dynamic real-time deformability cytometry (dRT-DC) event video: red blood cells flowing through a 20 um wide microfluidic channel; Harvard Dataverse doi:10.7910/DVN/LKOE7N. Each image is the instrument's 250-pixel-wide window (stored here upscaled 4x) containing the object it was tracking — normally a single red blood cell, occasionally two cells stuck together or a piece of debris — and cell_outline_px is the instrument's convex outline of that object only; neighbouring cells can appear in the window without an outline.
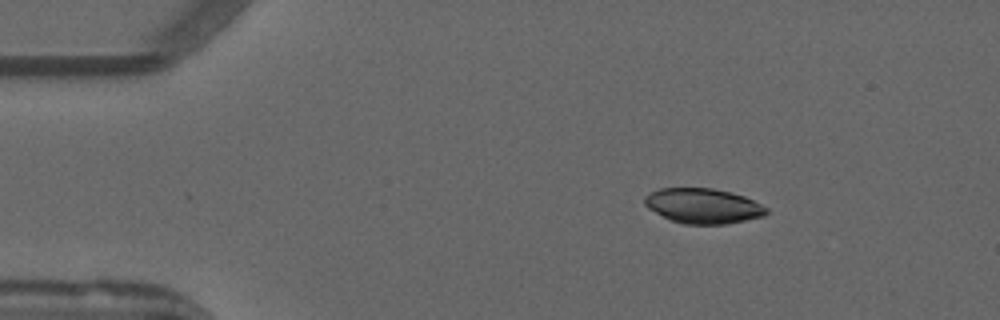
{"species": "common noctule bat (a hibernating species)", "species_latin": "Nyctalus noctula", "temperature_condition": "warm", "stored_images_in_passage": 52, "camera_frame_rate_fps": 3000, "um_per_image_px": 0.085, "animal": {"sex": "male", "forearm_length_mm": 52.5}, "frame": {"image": 1, "passage_image": 8, "time_ms": 2.333, "image_size_px": [1000, 320], "cell_outline_px": [[768, 212], [764, 216], [728, 224], [684, 224], [672, 220], [648, 208], [644, 204], [644, 196], [660, 188], [712, 188], [732, 192], [744, 196], [768, 208]], "centroid_in_image_um": [59.78, 17.5], "position_along_channel_um": 25.2, "area_um2": 24.8}}
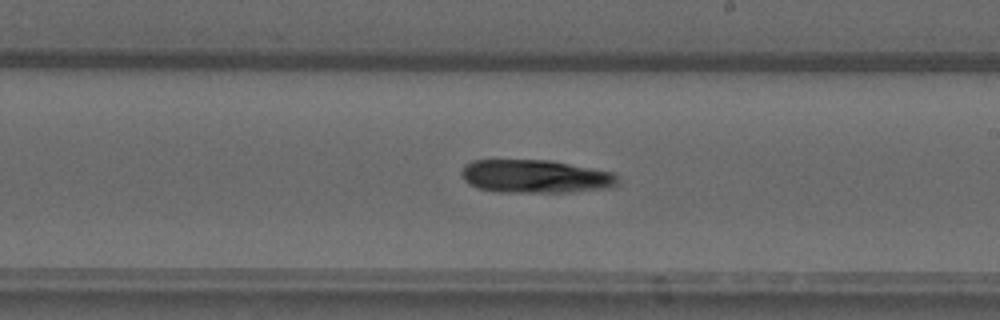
{"frame": {"image": 2, "passage_image": 30, "time_ms": 9.667, "image_size_px": [1000, 320], "cell_outline_px": [[620, 184], [612, 188], [568, 192], [496, 192], [476, 188], [468, 184], [464, 180], [460, 172], [464, 164], [472, 160], [548, 160], [612, 172], [620, 180]], "centroid_in_image_um": [45.48, 15.0], "position_along_channel_um": 243.5, "area_um2": 30.58}}
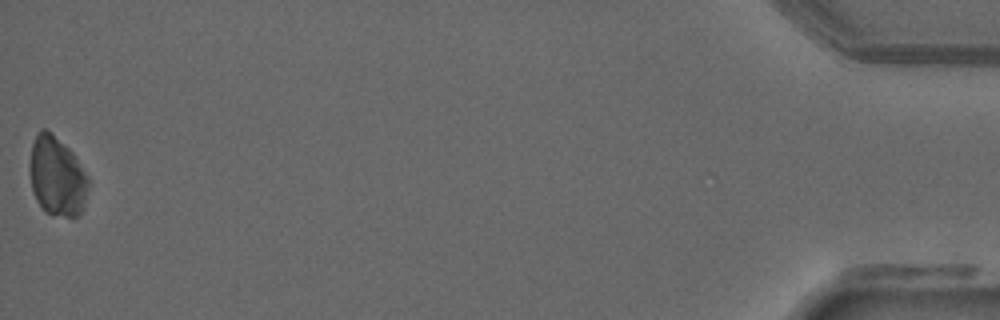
{"frame": {"image": 3, "passage_image": 52, "time_ms": 17.0, "image_size_px": [1000, 320], "cell_outline_px": [[88, 188], [84, 208], [76, 216], [52, 216], [36, 200], [32, 192], [28, 172], [28, 164], [32, 144], [40, 128], [44, 128], [52, 132], [72, 152], [88, 176]], "centroid_in_image_um": [4.81, 14.98], "position_along_channel_um": 430.4, "area_um2": 27.4}}